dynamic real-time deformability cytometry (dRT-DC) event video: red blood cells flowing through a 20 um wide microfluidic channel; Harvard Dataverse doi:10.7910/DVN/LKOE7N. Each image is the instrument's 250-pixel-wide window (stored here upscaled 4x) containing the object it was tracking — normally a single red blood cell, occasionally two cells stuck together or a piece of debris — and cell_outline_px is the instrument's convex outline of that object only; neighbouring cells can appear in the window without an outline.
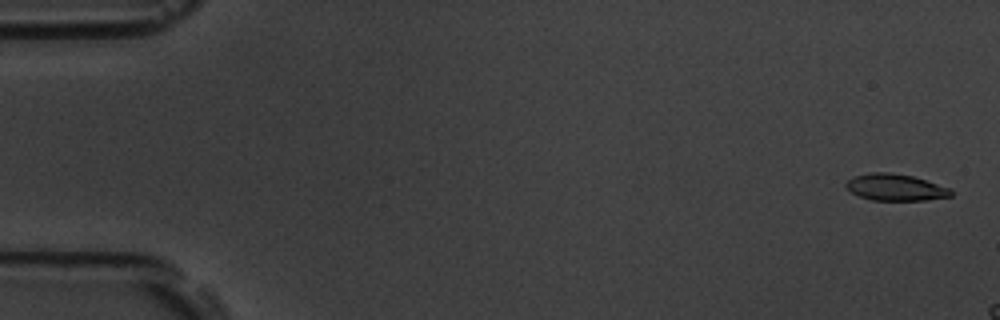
{"species": "common noctule bat (a hibernating species)", "species_latin": "Nyctalus noctula", "temperature_condition": "room temperature", "stored_images_in_passage": 9, "camera_frame_rate_fps": 3000, "um_per_image_px": 0.085, "animal": {"sex": "male", "body_mass_g": 19.5, "forearm_length_mm": 54.6}, "frame": {"image": 1, "passage_image": 2, "time_ms": 0.333, "image_size_px": [1000, 320], "cell_outline_px": [[952, 196], [924, 200], [872, 200], [860, 196], [852, 192], [844, 184], [848, 180], [856, 176], [868, 172], [888, 172], [912, 176], [952, 188]], "centroid_in_image_um": [76.14, 15.92], "position_along_channel_um": 8.9, "area_um2": 16.18}}